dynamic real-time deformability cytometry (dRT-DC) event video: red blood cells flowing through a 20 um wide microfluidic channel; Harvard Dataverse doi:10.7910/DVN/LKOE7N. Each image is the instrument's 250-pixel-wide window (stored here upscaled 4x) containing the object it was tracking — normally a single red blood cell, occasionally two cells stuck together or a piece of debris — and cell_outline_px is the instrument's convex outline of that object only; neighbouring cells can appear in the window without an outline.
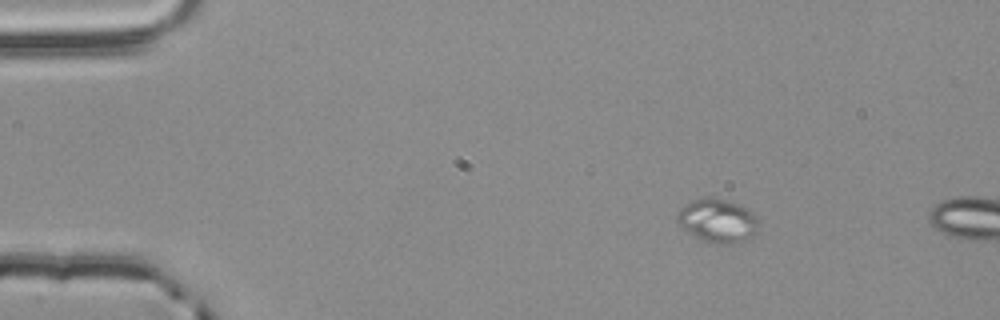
{"species": "common noctule bat (a hibernating species)", "species_latin": "Nyctalus noctula", "temperature_condition": "room temperature", "stored_images_in_passage": 5, "camera_frame_rate_fps": 3000, "um_per_image_px": 0.085, "animal": {"sex": "male", "body_mass_g": 20.4}, "frame": {"image": 1, "passage_image": 1, "time_ms": 0.0, "image_size_px": [1000, 320], "cell_outline_px": [[760, 220], [756, 232], [752, 236], [732, 244], [712, 244], [684, 232], [676, 220], [676, 216], [680, 208], [692, 200], [724, 200], [736, 204], [752, 212]], "centroid_in_image_um": [60.97, 18.82], "position_along_channel_um": 24.0, "area_um2": 20.35}}